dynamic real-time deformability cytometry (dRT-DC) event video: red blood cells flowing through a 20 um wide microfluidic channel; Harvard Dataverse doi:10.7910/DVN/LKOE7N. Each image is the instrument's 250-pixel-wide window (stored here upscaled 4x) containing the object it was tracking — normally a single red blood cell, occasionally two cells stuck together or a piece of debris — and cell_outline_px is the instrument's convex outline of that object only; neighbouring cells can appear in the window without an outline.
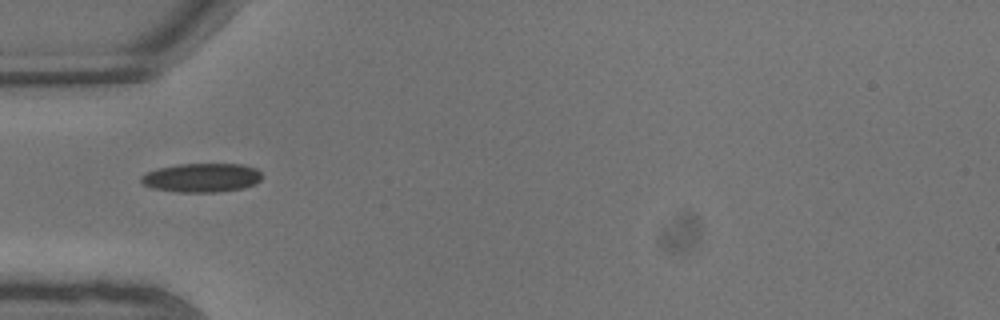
{"species": "common noctule bat (a hibernating species)", "species_latin": "Nyctalus noctula", "temperature_condition": "warm", "stored_images_in_passage": 3, "camera_frame_rate_fps": 3000, "um_per_image_px": 0.085, "animal": {"sex": "male", "body_mass_g": 13.3}, "frame": {"image": 1, "passage_image": 1, "time_ms": 0.0, "image_size_px": [1000, 320], "cell_outline_px": [[260, 180], [244, 188], [216, 192], [176, 192], [152, 188], [144, 184], [140, 180], [140, 176], [156, 168], [176, 164], [240, 164], [256, 168], [260, 172]], "centroid_in_image_um": [17.1, 15.1], "position_along_channel_um": 67.9, "area_um2": 20.35}}
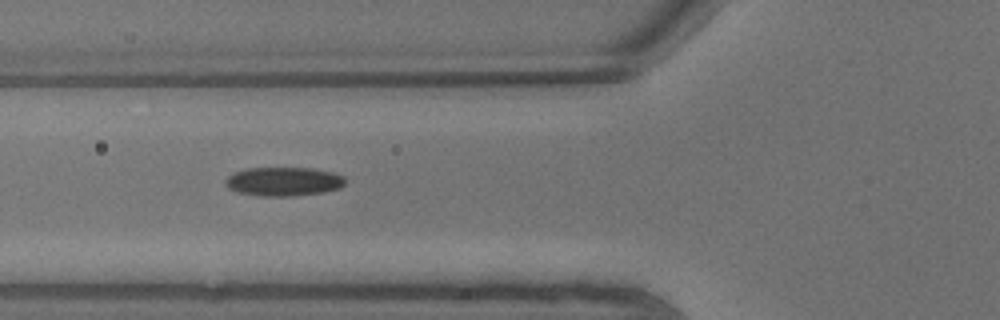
{"frame": {"image": 2, "passage_image": 2, "time_ms": 0.333, "image_size_px": [1000, 320], "cell_outline_px": [[344, 184], [340, 188], [324, 192], [292, 196], [260, 196], [236, 192], [228, 188], [224, 184], [224, 180], [232, 172], [244, 168], [312, 168], [332, 172], [344, 176]], "centroid_in_image_um": [24.05, 15.43], "position_along_channel_um": 101.7, "area_um2": 20.4}}
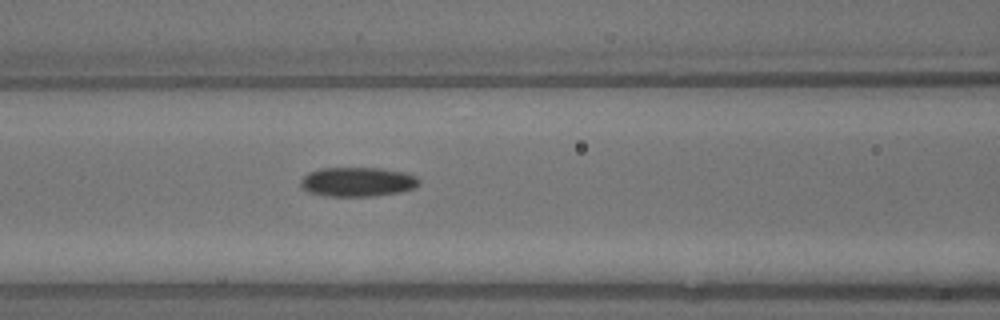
{"frame": {"image": 3, "passage_image": 3, "time_ms": 0.667, "image_size_px": [1000, 320], "cell_outline_px": [[420, 184], [412, 188], [400, 192], [372, 196], [328, 196], [308, 192], [300, 188], [300, 180], [308, 172], [320, 168], [380, 168], [404, 172], [416, 176], [420, 180]], "centroid_in_image_um": [30.36, 15.45], "position_along_channel_um": 136.2, "area_um2": 20.35}}